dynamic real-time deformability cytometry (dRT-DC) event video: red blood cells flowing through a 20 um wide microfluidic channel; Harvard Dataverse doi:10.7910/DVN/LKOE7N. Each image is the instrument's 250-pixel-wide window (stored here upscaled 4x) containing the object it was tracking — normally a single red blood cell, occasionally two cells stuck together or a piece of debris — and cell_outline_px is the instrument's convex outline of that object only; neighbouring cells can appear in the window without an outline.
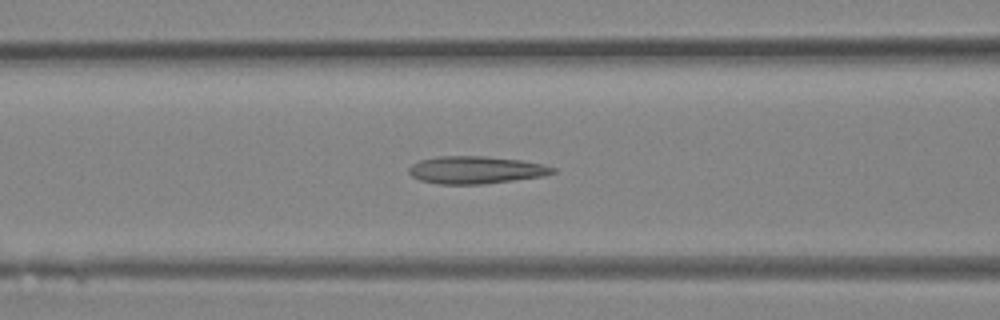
{"species": "Egyptian fruit bat (a non-hibernating species)", "species_latin": "Rousettus aegyptiacus", "temperature_condition": "room temperature", "stored_images_in_passage": 34, "camera_frame_rate_fps": 3000, "um_per_image_px": 0.085, "animal": {"sex": "female"}, "frame": {"image": 1, "passage_image": 17, "time_ms": 5.333, "image_size_px": [1000, 320], "cell_outline_px": [[556, 172], [544, 176], [484, 184], [440, 184], [420, 180], [412, 176], [408, 172], [408, 168], [412, 164], [420, 160], [436, 156], [484, 156], [520, 160], [544, 164], [556, 168]], "centroid_in_image_um": [40.45, 14.44], "position_along_channel_um": 126.2, "area_um2": 23.12}}
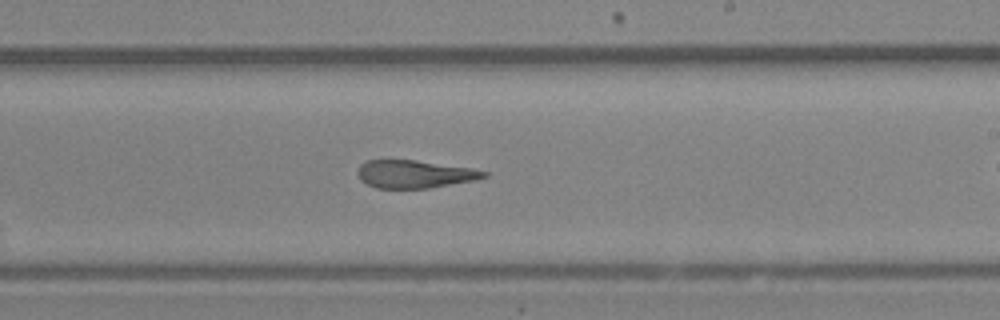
{"frame": {"image": 2, "passage_image": 25, "time_ms": 8.0, "image_size_px": [1000, 320], "cell_outline_px": [[488, 176], [476, 180], [428, 188], [376, 188], [360, 180], [356, 172], [360, 164], [368, 160], [416, 160], [472, 168], [488, 172]], "centroid_in_image_um": [35.24, 14.79], "position_along_channel_um": 253.8, "area_um2": 20.52}}
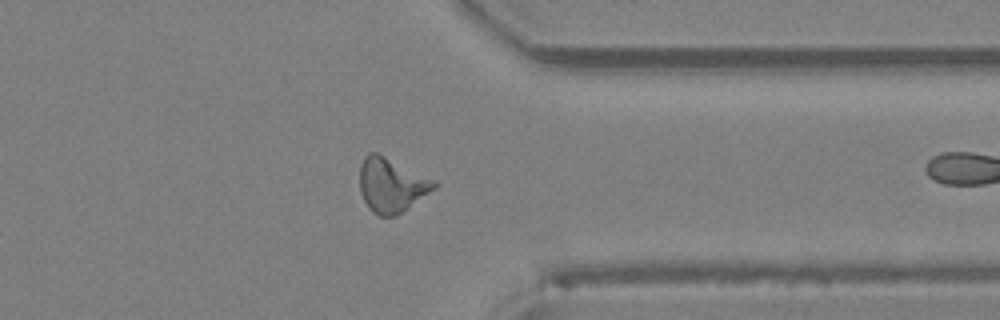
{"frame": {"image": 3, "passage_image": 33, "time_ms": 10.667, "image_size_px": [1000, 320], "cell_outline_px": [[436, 188], [396, 216], [380, 216], [372, 212], [368, 208], [360, 192], [360, 164], [364, 156], [368, 152], [376, 152], [436, 180]], "centroid_in_image_um": [33.26, 15.73], "position_along_channel_um": 378.1, "area_um2": 23.52}}